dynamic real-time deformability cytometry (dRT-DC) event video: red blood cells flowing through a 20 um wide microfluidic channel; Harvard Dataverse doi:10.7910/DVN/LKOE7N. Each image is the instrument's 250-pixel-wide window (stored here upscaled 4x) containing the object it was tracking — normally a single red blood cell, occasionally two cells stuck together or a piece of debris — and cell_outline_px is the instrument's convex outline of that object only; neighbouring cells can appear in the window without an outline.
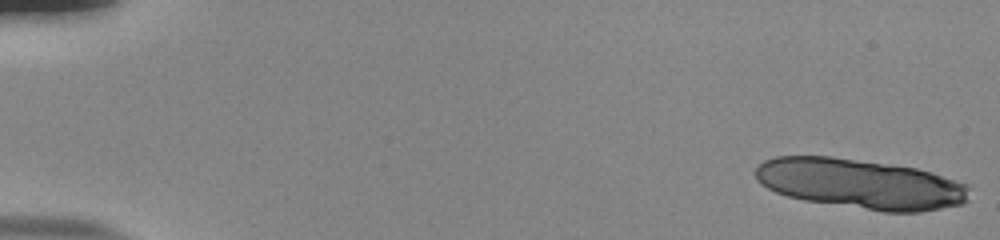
{"species": "human", "species_latin": "Homo sapiens", "temperature_condition": "room temperature", "stored_images_in_passage": 16, "camera_frame_rate_fps": 3000, "um_per_image_px": 0.085, "donor": {"sex": "male"}, "frame": {"image": 1, "passage_image": 1, "time_ms": 0.0, "image_size_px": [1000, 240], "cell_outline_px": [[968, 200], [964, 204], [920, 212], [884, 212], [804, 200], [788, 196], [776, 192], [760, 184], [756, 180], [752, 172], [764, 160], [776, 156], [832, 156], [916, 168], [932, 172], [968, 184]], "centroid_in_image_um": [73.12, 15.63], "position_along_channel_um": 11.9, "area_um2": 62.48}}